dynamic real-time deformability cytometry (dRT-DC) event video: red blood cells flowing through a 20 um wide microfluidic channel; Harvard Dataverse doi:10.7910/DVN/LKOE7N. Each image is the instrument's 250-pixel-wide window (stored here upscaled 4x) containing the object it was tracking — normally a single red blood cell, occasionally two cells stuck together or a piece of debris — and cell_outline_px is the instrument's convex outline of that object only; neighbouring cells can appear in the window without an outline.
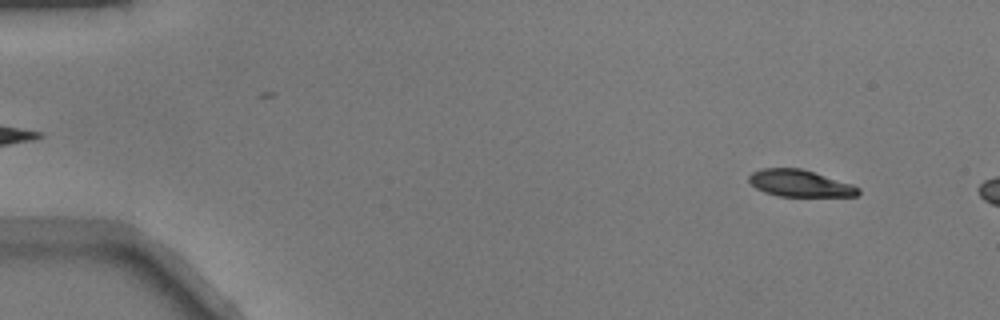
{"species": "common noctule bat (a hibernating species)", "species_latin": "Nyctalus noctula", "temperature_condition": "warm", "stored_images_in_passage": 9, "camera_frame_rate_fps": 3000, "um_per_image_px": 0.085, "animal": {"sex": "male", "body_mass_g": 17.9}, "frame": {"image": 1, "passage_image": 4, "time_ms": 1.0, "image_size_px": [1000, 320], "cell_outline_px": [[860, 192], [856, 196], [780, 196], [764, 192], [756, 188], [748, 180], [748, 176], [752, 172], [764, 168], [800, 168], [852, 184], [860, 188]], "centroid_in_image_um": [67.98, 15.58], "position_along_channel_um": 17.0, "area_um2": 16.94}}